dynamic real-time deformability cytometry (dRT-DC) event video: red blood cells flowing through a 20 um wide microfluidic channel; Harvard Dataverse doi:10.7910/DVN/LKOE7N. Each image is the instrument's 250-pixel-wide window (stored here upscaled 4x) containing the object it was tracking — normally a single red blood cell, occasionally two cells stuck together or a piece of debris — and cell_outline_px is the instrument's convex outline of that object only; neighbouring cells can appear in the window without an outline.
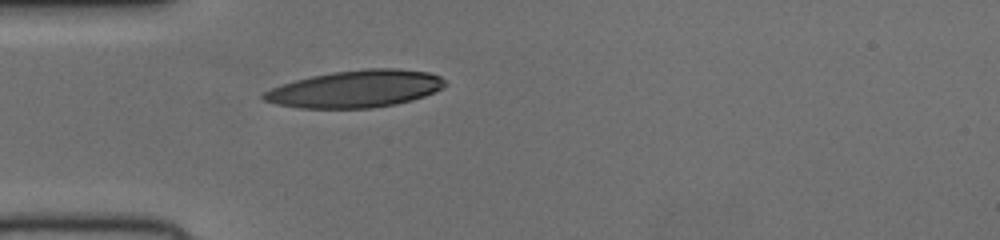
{"species": "human", "species_latin": "Homo sapiens", "temperature_condition": "cold", "stored_images_in_passage": 31, "camera_frame_rate_fps": 3000, "um_per_image_px": 0.085, "donor": {"sex": "female"}, "frame": {"image": 1, "passage_image": 1, "time_ms": 0.0, "image_size_px": [1000, 240], "cell_outline_px": [[448, 84], [424, 96], [412, 100], [396, 104], [372, 108], [300, 108], [276, 104], [264, 100], [260, 96], [264, 92], [272, 88], [296, 80], [312, 76], [332, 72], [364, 68], [400, 68], [428, 72], [440, 76]], "centroid_in_image_um": [30.24, 7.55], "position_along_channel_um": 54.8, "area_um2": 39.25}}
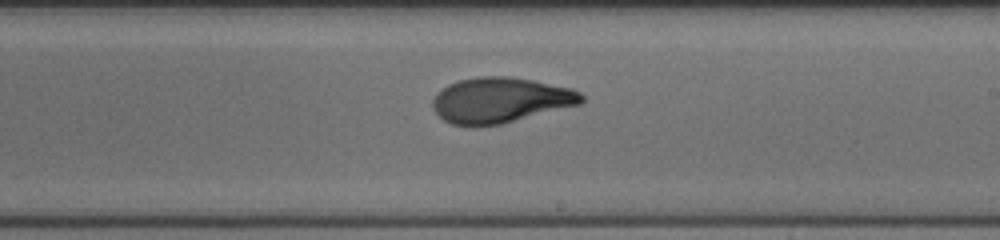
{"frame": {"image": 2, "passage_image": 16, "time_ms": 5.0, "image_size_px": [1000, 240], "cell_outline_px": [[584, 100], [580, 104], [500, 124], [476, 128], [472, 128], [452, 124], [444, 120], [436, 112], [432, 104], [432, 100], [436, 92], [448, 84], [460, 80], [476, 76], [508, 76], [532, 80], [572, 88], [580, 92], [584, 96]], "centroid_in_image_um": [42.5, 8.52], "position_along_channel_um": 246.5, "area_um2": 39.65}}
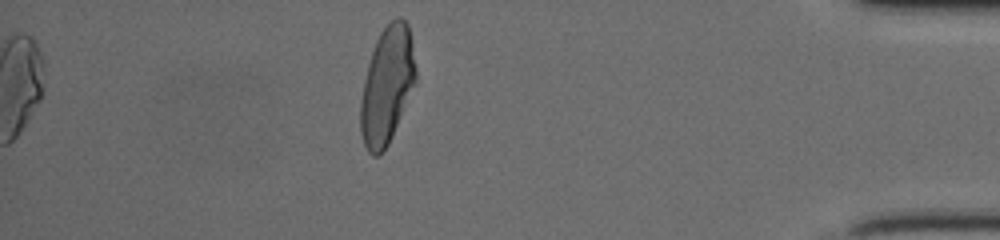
{"frame": {"image": 3, "passage_image": 31, "time_ms": 10.0, "image_size_px": [1000, 240], "cell_outline_px": [[416, 84], [392, 136], [388, 144], [380, 156], [372, 156], [368, 152], [364, 144], [360, 132], [360, 100], [364, 80], [368, 64], [376, 40], [380, 32], [396, 16], [400, 16], [408, 24], [416, 68]], "centroid_in_image_um": [32.89, 7.28], "position_along_channel_um": 402.3, "area_um2": 37.74}}